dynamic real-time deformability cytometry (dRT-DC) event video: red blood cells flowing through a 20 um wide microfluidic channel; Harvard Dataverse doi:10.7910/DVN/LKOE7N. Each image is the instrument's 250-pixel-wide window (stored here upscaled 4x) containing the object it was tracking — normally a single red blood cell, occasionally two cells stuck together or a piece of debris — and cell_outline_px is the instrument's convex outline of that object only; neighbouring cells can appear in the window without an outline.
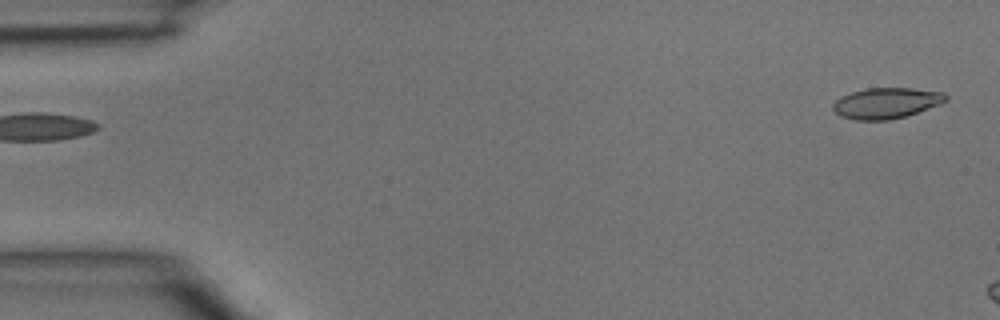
{"species": "common noctule bat (a hibernating species)", "species_latin": "Nyctalus noctula", "temperature_condition": "room temperature", "stored_images_in_passage": 3, "segment_of_instrument_passage": [2, 2], "camera_frame_rate_fps": 3000, "um_per_image_px": 0.085, "animal": {"sex": "male", "body_mass_g": 15.6}, "frame": {"image": 1, "passage_image": 3, "time_ms": 0.667, "image_size_px": [1000, 320], "cell_outline_px": [[948, 100], [940, 104], [904, 116], [888, 120], [856, 120], [840, 116], [832, 108], [832, 104], [840, 96], [852, 92], [868, 88], [912, 88], [944, 92], [948, 96]], "centroid_in_image_um": [75.33, 8.75], "position_along_channel_um": 9.7, "area_um2": 20.17}}